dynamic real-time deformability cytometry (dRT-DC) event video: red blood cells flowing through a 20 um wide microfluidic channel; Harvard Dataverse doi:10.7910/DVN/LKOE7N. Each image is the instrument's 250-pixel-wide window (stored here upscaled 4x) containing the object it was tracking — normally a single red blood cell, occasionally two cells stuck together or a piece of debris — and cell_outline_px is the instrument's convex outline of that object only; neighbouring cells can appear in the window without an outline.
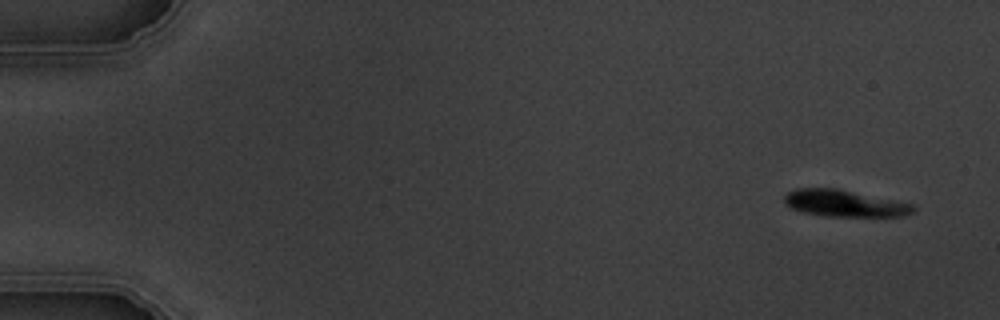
{"species": "common noctule bat (a hibernating species)", "species_latin": "Nyctalus noctula", "temperature_condition": "warm", "stored_images_in_passage": 5, "camera_frame_rate_fps": 3000, "um_per_image_px": 0.085, "animal": {"sex": "male", "body_mass_g": 19.5, "forearm_length_mm": 54.6}, "frame": {"image": 1, "passage_image": 1, "time_ms": 0.0, "image_size_px": [1000, 320], "cell_outline_px": [[916, 208], [912, 212], [900, 216], [828, 216], [804, 212], [792, 208], [784, 200], [784, 196], [788, 192], [796, 188], [836, 188], [916, 204]], "centroid_in_image_um": [71.82, 17.27], "position_along_channel_um": 13.2, "area_um2": 19.88}}
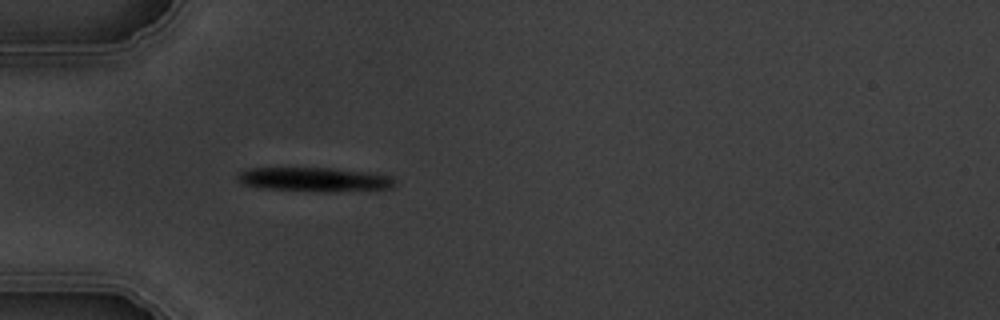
{"frame": {"image": 2, "passage_image": 5, "time_ms": 4.667, "image_size_px": [1000, 320], "cell_outline_px": [[396, 184], [392, 188], [328, 192], [260, 188], [244, 184], [236, 180], [236, 176], [240, 172], [248, 168], [332, 168], [368, 172], [388, 176], [396, 180]], "centroid_in_image_um": [26.71, 15.25], "position_along_channel_um": 58.3, "area_um2": 22.14}}